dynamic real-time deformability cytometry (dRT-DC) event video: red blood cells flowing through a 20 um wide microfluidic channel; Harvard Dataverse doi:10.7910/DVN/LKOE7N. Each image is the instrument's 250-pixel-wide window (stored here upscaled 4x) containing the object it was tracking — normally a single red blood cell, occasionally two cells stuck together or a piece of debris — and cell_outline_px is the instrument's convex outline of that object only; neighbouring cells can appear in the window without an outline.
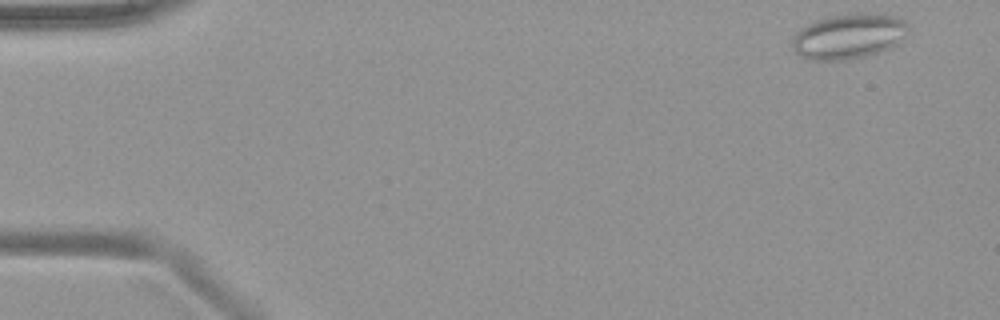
{"species": "common noctule bat (a hibernating species)", "species_latin": "Nyctalus noctula", "temperature_condition": "warm", "stored_images_in_passage": 48, "camera_frame_rate_fps": 3000, "um_per_image_px": 0.085, "animal": {"sex": "female", "body_mass_g": 19.9}, "frame": {"image": 1, "passage_image": 1, "time_ms": 0.0, "image_size_px": [1000, 320], "cell_outline_px": [[908, 32], [904, 40], [900, 44], [892, 48], [880, 52], [848, 60], [812, 60], [800, 56], [792, 48], [792, 36], [800, 28], [816, 20], [828, 16], [860, 12], [864, 12], [896, 16], [904, 20], [908, 24]], "centroid_in_image_um": [72.18, 3.08], "position_along_channel_um": 12.8, "area_um2": 31.15}}
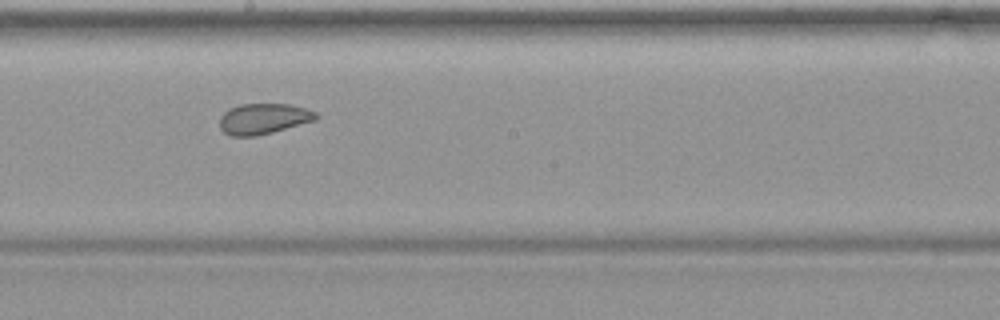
{"frame": {"image": 2, "passage_image": 26, "time_ms": 8.333, "image_size_px": [1000, 320], "cell_outline_px": [[320, 116], [316, 120], [272, 132], [256, 136], [232, 136], [224, 132], [220, 128], [220, 116], [224, 112], [240, 104], [292, 104], [316, 112]], "centroid_in_image_um": [22.41, 10.09], "position_along_channel_um": 225.8, "area_um2": 17.17}}
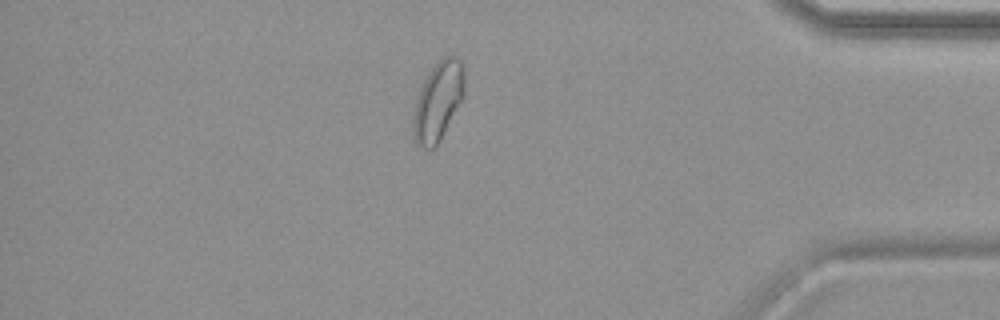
{"frame": {"image": 3, "passage_image": 41, "time_ms": 13.333, "image_size_px": [1000, 320], "cell_outline_px": [[464, 96], [440, 140], [432, 148], [424, 148], [416, 144], [412, 136], [412, 120], [416, 100], [420, 88], [428, 72], [444, 56], [456, 56], [460, 60], [464, 76]], "centroid_in_image_um": [37.21, 8.62], "position_along_channel_um": 398.0, "area_um2": 23.41}}